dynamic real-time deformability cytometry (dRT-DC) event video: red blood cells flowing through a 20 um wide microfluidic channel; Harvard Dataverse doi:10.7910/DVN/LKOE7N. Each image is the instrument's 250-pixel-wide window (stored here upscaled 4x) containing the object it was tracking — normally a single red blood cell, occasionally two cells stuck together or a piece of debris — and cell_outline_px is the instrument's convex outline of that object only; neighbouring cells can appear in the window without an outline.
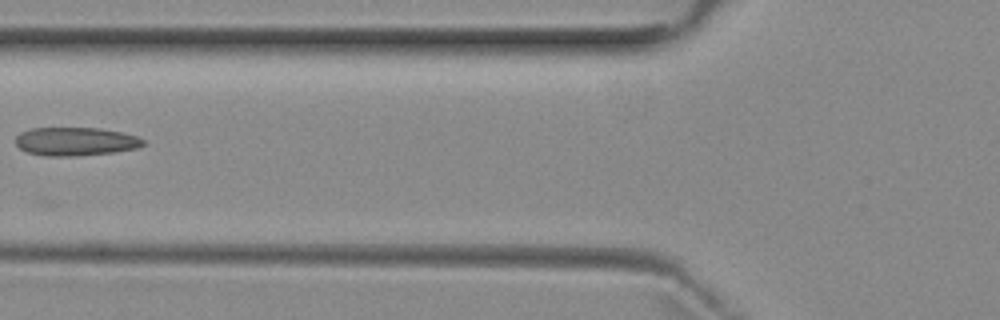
{"species": "common noctule bat (a hibernating species)", "species_latin": "Nyctalus noctula", "temperature_condition": "room temperature", "stored_images_in_passage": 4, "camera_frame_rate_fps": 3000, "um_per_image_px": 0.085, "animal": {"sex": "female", "body_mass_g": 29.2, "forearm_length_mm": 56.3}, "frame": {"image": 1, "passage_image": 2, "time_ms": 1.333, "image_size_px": [1000, 320], "cell_outline_px": [[144, 144], [136, 148], [112, 152], [72, 156], [44, 156], [28, 152], [20, 148], [16, 144], [16, 136], [20, 132], [32, 128], [100, 128], [120, 132], [136, 136], [144, 140]], "centroid_in_image_um": [6.38, 12.02], "position_along_channel_um": 119.4, "area_um2": 20.92}}
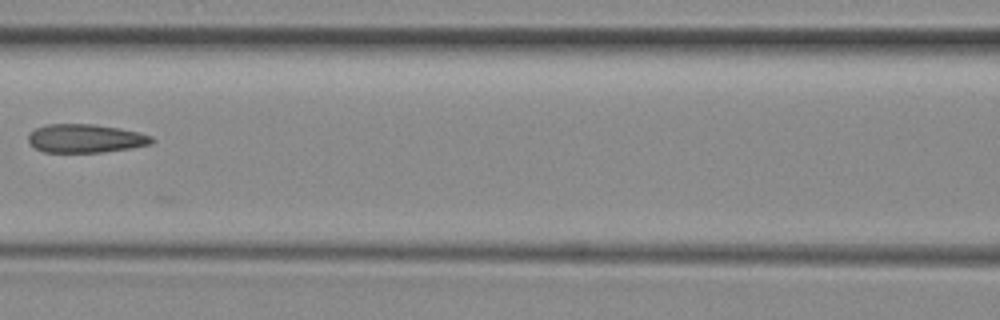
{"frame": {"image": 2, "passage_image": 3, "time_ms": 2.333, "image_size_px": [1000, 320], "cell_outline_px": [[152, 144], [128, 148], [100, 152], [44, 152], [36, 148], [28, 140], [28, 136], [36, 128], [48, 124], [92, 124], [120, 128], [152, 136]], "centroid_in_image_um": [7.25, 11.76], "position_along_channel_um": 159.3, "area_um2": 20.17}}
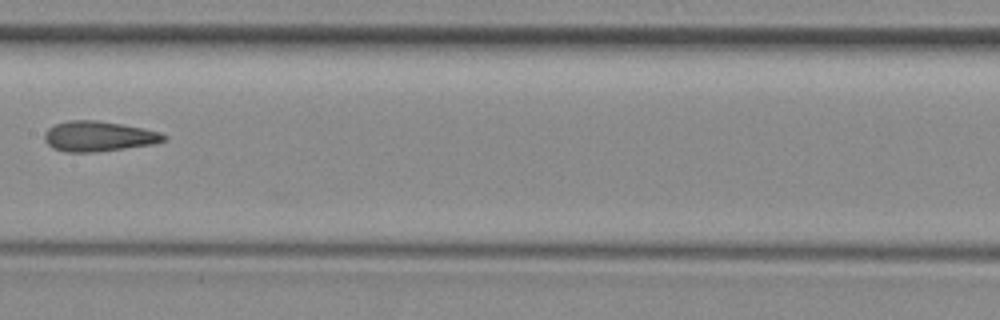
{"frame": {"image": 3, "passage_image": 4, "time_ms": 3.333, "image_size_px": [1000, 320], "cell_outline_px": [[168, 136], [164, 140], [152, 144], [96, 152], [64, 152], [52, 148], [44, 140], [44, 132], [48, 128], [56, 124], [68, 120], [96, 120], [144, 128], [160, 132]], "centroid_in_image_um": [8.34, 11.58], "position_along_channel_um": 199.1, "area_um2": 20.98}}